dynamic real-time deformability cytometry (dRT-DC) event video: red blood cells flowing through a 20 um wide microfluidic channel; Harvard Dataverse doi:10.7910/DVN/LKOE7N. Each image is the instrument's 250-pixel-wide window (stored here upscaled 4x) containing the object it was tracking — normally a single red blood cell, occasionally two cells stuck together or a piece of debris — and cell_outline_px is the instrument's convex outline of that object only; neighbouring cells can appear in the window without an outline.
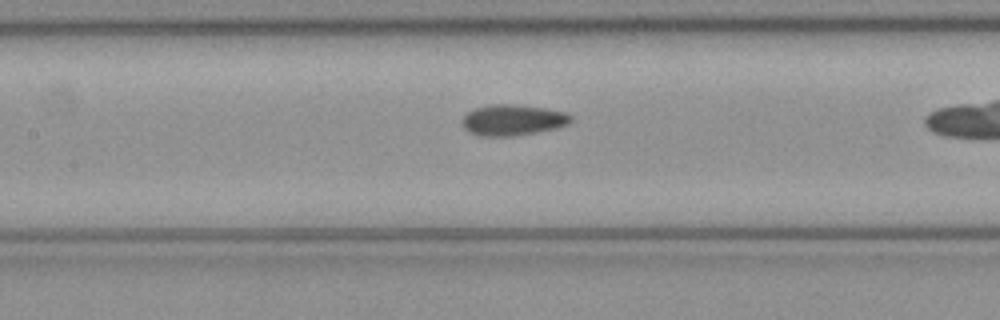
{"species": "common noctule bat (a hibernating species)", "species_latin": "Nyctalus noctula", "temperature_condition": "cold", "stored_images_in_passage": 25, "camera_frame_rate_fps": 3000, "um_per_image_px": 0.085, "animal": {"sex": "female", "body_mass_g": 21.9}, "frame": {"image": 1, "passage_image": 8, "time_ms": 2.333, "image_size_px": [1000, 320], "cell_outline_px": [[572, 120], [568, 124], [556, 128], [536, 132], [512, 136], [480, 136], [468, 132], [460, 124], [460, 120], [468, 112], [476, 108], [492, 104], [512, 104], [548, 108], [568, 112], [572, 116]], "centroid_in_image_um": [43.58, 10.2], "position_along_channel_um": 163.8, "area_um2": 19.83}}
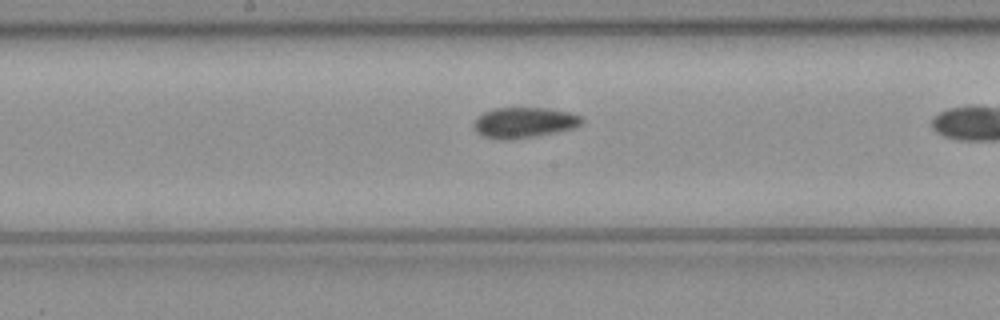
{"frame": {"image": 2, "passage_image": 11, "time_ms": 3.333, "image_size_px": [1000, 320], "cell_outline_px": [[584, 120], [580, 124], [572, 128], [560, 132], [536, 136], [508, 140], [500, 140], [484, 136], [476, 132], [472, 124], [484, 112], [496, 108], [544, 108], [572, 112], [580, 116]], "centroid_in_image_um": [44.56, 10.43], "position_along_channel_um": 203.6, "area_um2": 19.25}}